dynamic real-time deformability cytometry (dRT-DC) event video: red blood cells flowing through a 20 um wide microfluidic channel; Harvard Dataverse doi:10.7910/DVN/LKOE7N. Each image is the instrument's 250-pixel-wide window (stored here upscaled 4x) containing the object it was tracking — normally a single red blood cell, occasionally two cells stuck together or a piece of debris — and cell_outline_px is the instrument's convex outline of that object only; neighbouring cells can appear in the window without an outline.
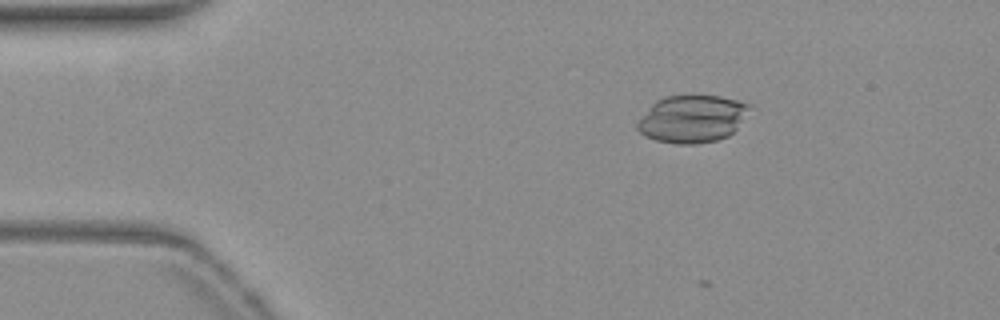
{"species": "common noctule bat (a hibernating species)", "species_latin": "Nyctalus noctula", "temperature_condition": "warm", "stored_images_in_passage": 16, "camera_frame_rate_fps": 3000, "um_per_image_px": 0.085, "animal": {"sex": "female", "body_mass_g": 19.3, "forearm_length_mm": 54.1}, "frame": {"image": 1, "passage_image": 9, "time_ms": 2.667, "image_size_px": [1000, 320], "cell_outline_px": [[752, 108], [736, 128], [728, 136], [716, 140], [692, 144], [676, 144], [656, 140], [640, 132], [636, 128], [636, 124], [652, 104], [656, 100], [664, 96], [692, 92], [720, 96], [752, 104]], "centroid_in_image_um": [58.85, 10.04], "position_along_channel_um": 26.1, "area_um2": 31.56}}